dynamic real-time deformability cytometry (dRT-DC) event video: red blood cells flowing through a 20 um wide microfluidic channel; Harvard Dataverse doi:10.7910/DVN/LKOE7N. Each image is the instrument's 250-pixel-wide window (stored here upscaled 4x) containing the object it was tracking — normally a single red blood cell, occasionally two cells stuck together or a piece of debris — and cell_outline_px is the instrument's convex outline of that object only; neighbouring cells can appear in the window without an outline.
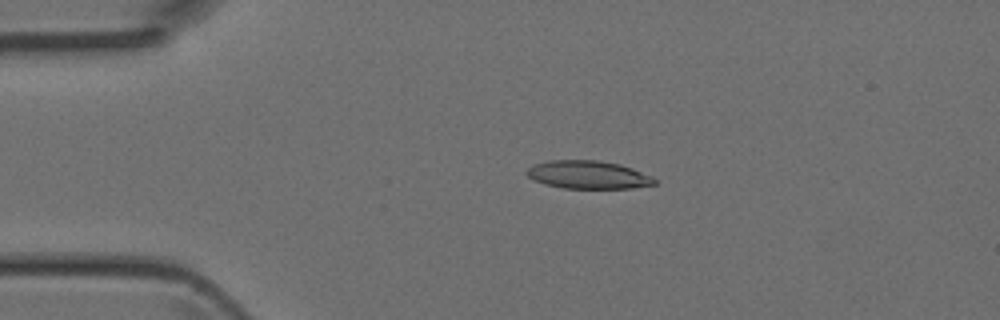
{"species": "Egyptian fruit bat (a non-hibernating species)", "species_latin": "Rousettus aegyptiacus", "temperature_condition": "room temperature", "stored_images_in_passage": 44, "camera_frame_rate_fps": 3000, "um_per_image_px": 0.085, "animal": {"sex": "female"}, "frame": {"image": 1, "passage_image": 7, "time_ms": 2.0, "image_size_px": [1000, 320], "cell_outline_px": [[656, 184], [632, 188], [564, 188], [544, 184], [532, 180], [524, 172], [532, 164], [548, 160], [600, 160], [620, 164], [632, 168], [652, 176], [656, 180]], "centroid_in_image_um": [49.96, 14.85], "position_along_channel_um": 35.0, "area_um2": 21.1}}
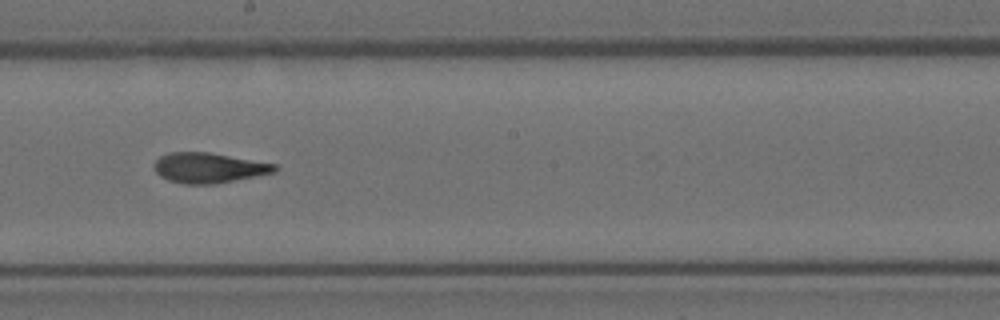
{"frame": {"image": 2, "passage_image": 23, "time_ms": 7.333, "image_size_px": [1000, 320], "cell_outline_px": [[276, 172], [212, 184], [184, 184], [168, 180], [160, 176], [156, 172], [156, 160], [160, 156], [168, 152], [208, 152], [276, 164]], "centroid_in_image_um": [17.72, 14.26], "position_along_channel_um": 230.5, "area_um2": 20.87}}
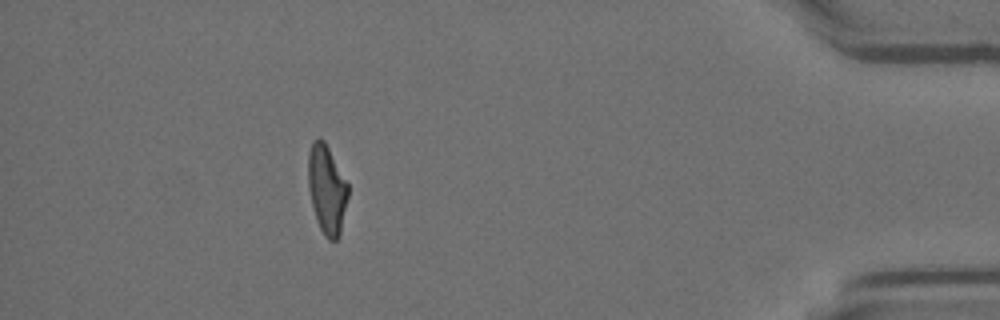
{"frame": {"image": 3, "passage_image": 39, "time_ms": 12.667, "image_size_px": [1000, 320], "cell_outline_px": [[348, 196], [340, 236], [336, 240], [328, 240], [324, 236], [316, 220], [308, 188], [308, 152], [312, 140], [320, 136], [324, 140], [348, 184]], "centroid_in_image_um": [27.77, 16.09], "position_along_channel_um": 407.4, "area_um2": 20.81}}